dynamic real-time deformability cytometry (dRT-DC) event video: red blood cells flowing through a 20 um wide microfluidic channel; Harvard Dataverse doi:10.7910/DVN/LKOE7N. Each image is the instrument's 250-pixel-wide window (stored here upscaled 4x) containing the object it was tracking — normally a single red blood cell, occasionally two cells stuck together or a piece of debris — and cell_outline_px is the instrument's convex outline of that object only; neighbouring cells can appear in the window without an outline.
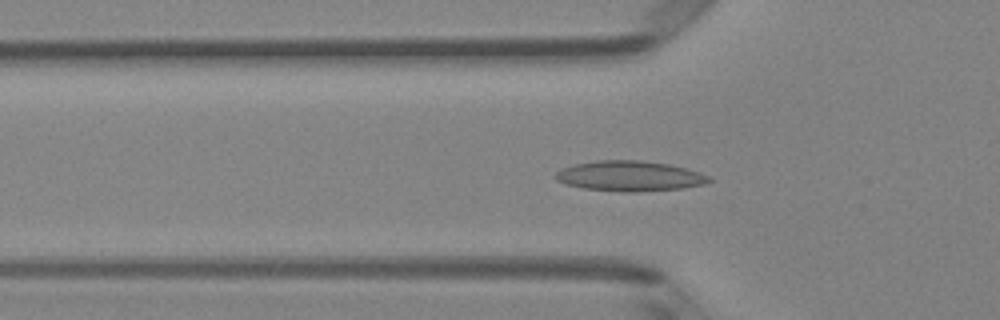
{"species": "Egyptian fruit bat (a non-hibernating species)", "species_latin": "Rousettus aegyptiacus", "temperature_condition": "room temperature", "stored_images_in_passage": 42, "camera_frame_rate_fps": 3000, "um_per_image_px": 0.085, "animal": {"sex": "female"}, "frame": {"image": 1, "passage_image": 15, "time_ms": 4.667, "image_size_px": [1000, 320], "cell_outline_px": [[712, 180], [704, 184], [684, 188], [636, 192], [624, 192], [584, 188], [568, 184], [556, 180], [556, 172], [560, 168], [572, 164], [596, 160], [640, 160], [668, 164], [700, 172], [708, 176]], "centroid_in_image_um": [53.51, 14.96], "position_along_channel_um": 72.3, "area_um2": 27.05}}
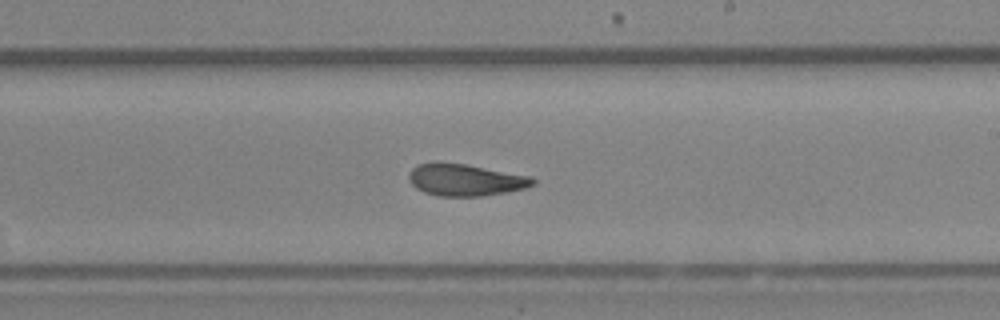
{"frame": {"image": 2, "passage_image": 28, "time_ms": 9.0, "image_size_px": [1000, 320], "cell_outline_px": [[536, 184], [524, 188], [504, 192], [480, 196], [440, 196], [424, 192], [416, 188], [408, 180], [408, 172], [412, 168], [420, 164], [436, 160], [468, 164], [532, 176], [536, 180]], "centroid_in_image_um": [39.53, 15.26], "position_along_channel_um": 249.5, "area_um2": 23.47}}
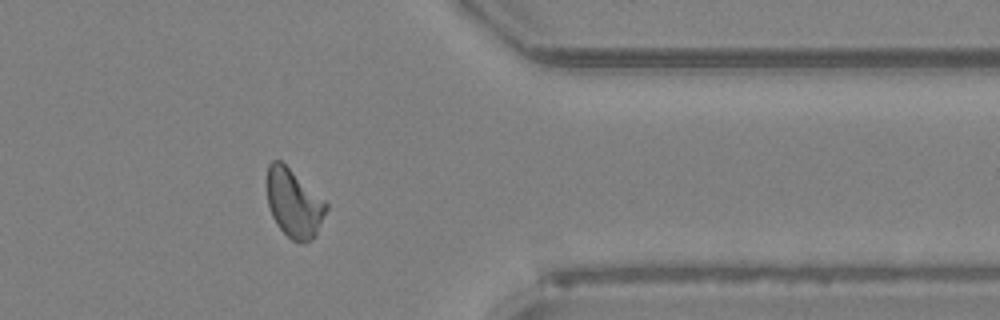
{"frame": {"image": 3, "passage_image": 39, "time_ms": 12.667, "image_size_px": [1000, 320], "cell_outline_px": [[328, 208], [316, 236], [304, 244], [300, 244], [292, 240], [276, 224], [272, 216], [268, 204], [268, 164], [272, 160], [280, 160], [324, 200], [328, 204]], "centroid_in_image_um": [25.0, 17.32], "position_along_channel_um": 386.4, "area_um2": 23.35}, "authors_computed_cell_mechanics": {"area_um2": 23.7558, "velocity_mm_per_s": 4.1042, "shape_relaxation_time_tau1_ms": 6.3393, "shape_relaxation_time_tau2_ms": 2.2855, "deformation_change_tau1": 0.1536, "deformation_change_tau2": 0.0926}}